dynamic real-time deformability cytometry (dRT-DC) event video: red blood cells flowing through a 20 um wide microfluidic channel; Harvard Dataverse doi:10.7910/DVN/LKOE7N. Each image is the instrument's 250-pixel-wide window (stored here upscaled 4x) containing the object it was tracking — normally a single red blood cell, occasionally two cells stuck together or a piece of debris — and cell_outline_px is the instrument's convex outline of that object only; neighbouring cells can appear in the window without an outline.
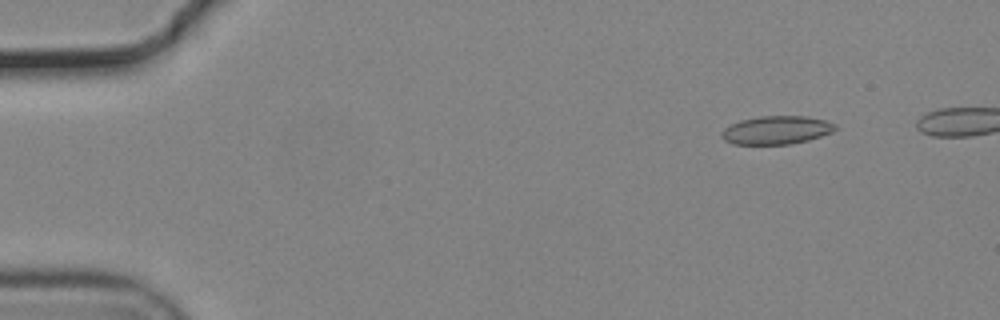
{"species": "common noctule bat (a hibernating species)", "species_latin": "Nyctalus noctula", "temperature_condition": "cold", "stored_images_in_passage": 50, "camera_frame_rate_fps": 3000, "um_per_image_px": 0.085, "animal": {"sex": "male", "body_mass_g": 19.2, "forearm_length_mm": 51.8}, "frame": {"image": 1, "passage_image": 6, "time_ms": 1.667, "image_size_px": [1000, 320], "cell_outline_px": [[836, 128], [832, 132], [808, 140], [788, 144], [732, 144], [724, 140], [720, 136], [720, 132], [724, 128], [740, 120], [760, 116], [808, 116], [824, 120], [836, 124]], "centroid_in_image_um": [65.97, 11.05], "position_along_channel_um": 19.0, "area_um2": 18.73}}
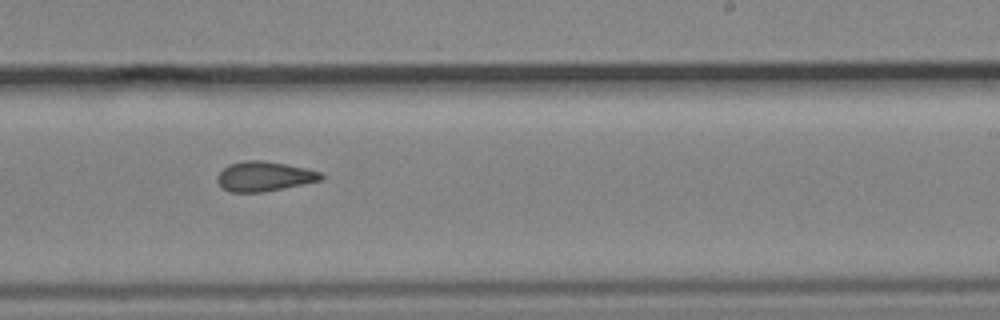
{"frame": {"image": 2, "passage_image": 34, "time_ms": 11.0, "image_size_px": [1000, 320], "cell_outline_px": [[324, 180], [264, 192], [228, 192], [220, 188], [216, 180], [216, 176], [228, 164], [244, 160], [264, 160], [304, 168], [320, 172], [324, 176]], "centroid_in_image_um": [22.42, 15.0], "position_along_channel_um": 266.6, "area_um2": 18.21}}
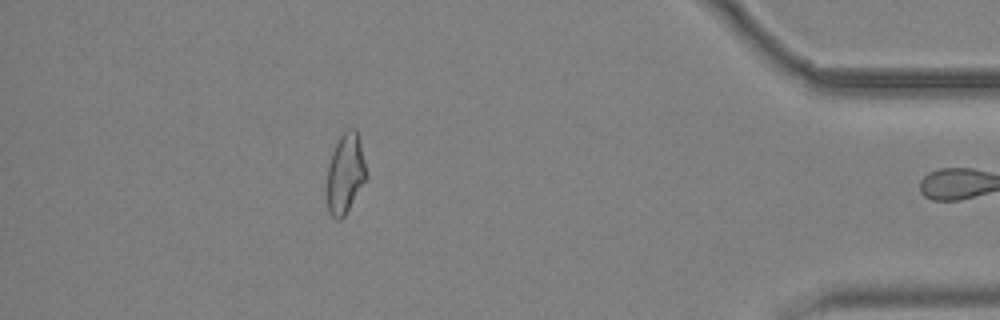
{"frame": {"image": 3, "passage_image": 49, "time_ms": 16.0, "image_size_px": [1000, 320], "cell_outline_px": [[368, 176], [344, 216], [340, 220], [336, 220], [328, 212], [328, 164], [332, 152], [340, 136], [348, 128], [356, 128], [360, 140]], "centroid_in_image_um": [29.37, 14.73], "position_along_channel_um": 405.8, "area_um2": 18.21}, "authors_computed_cell_mechanics": {"area_um2": 18.4093, "velocity_mm_per_s": 3.7292, "shape_relaxation_time_tau1_ms": null, "shape_relaxation_time_tau2_ms": 2.6126, "deformation_change_tau1": null, "deformation_change_tau2": 0.0957}}